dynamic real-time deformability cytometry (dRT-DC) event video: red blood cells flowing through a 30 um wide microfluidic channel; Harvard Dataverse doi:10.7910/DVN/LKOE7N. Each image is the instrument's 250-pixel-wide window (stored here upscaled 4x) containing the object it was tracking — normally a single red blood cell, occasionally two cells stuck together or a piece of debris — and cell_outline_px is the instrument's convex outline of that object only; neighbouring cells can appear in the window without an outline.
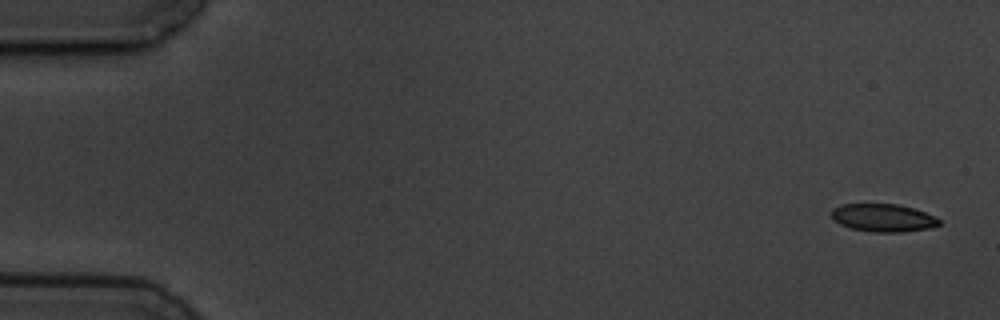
{"species": "common noctule bat (a hibernating species)", "species_latin": "Nyctalus noctula", "temperature_condition": "cold", "stored_images_in_passage": 5, "camera_frame_rate_fps": 3000, "um_per_image_px": 0.085, "animal": {"sex": "male", "body_mass_g": 19.5, "forearm_length_mm": 54.6}, "frame": {"image": 1, "passage_image": 1, "time_ms": 0.0, "image_size_px": [1000, 320], "cell_outline_px": [[940, 224], [928, 228], [904, 232], [872, 232], [852, 228], [840, 224], [832, 220], [832, 208], [840, 204], [900, 204], [924, 212], [940, 220]], "centroid_in_image_um": [75.02, 18.51], "position_along_channel_um": 10.0, "area_um2": 17.4}}
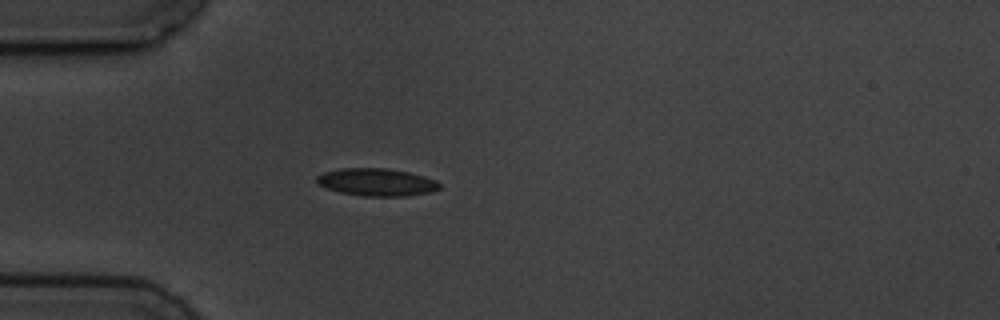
{"frame": {"image": 2, "passage_image": 5, "time_ms": 4.667, "image_size_px": [1000, 320], "cell_outline_px": [[440, 188], [428, 192], [408, 196], [364, 196], [340, 192], [328, 188], [320, 184], [316, 180], [316, 176], [324, 172], [340, 168], [388, 168], [408, 172], [424, 176], [436, 180], [440, 184]], "centroid_in_image_um": [32.02, 15.47], "position_along_channel_um": 53.0, "area_um2": 19.59}}